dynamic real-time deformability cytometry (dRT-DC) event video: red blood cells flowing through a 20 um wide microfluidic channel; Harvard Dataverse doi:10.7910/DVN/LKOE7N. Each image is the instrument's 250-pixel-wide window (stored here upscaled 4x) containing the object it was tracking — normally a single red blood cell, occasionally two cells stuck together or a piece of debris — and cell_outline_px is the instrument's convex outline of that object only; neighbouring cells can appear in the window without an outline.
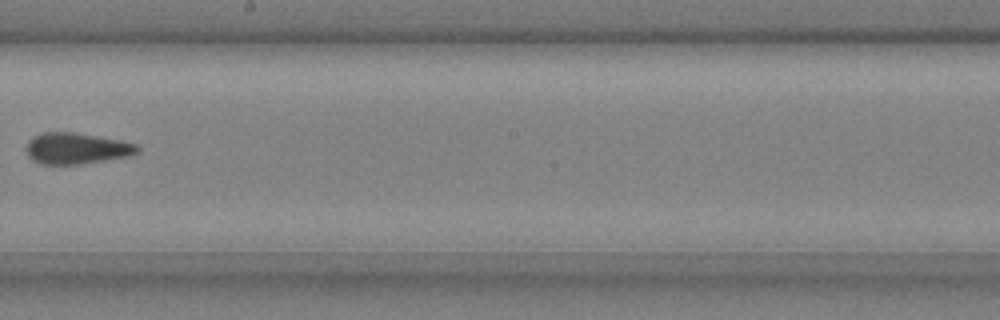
{"species": "common noctule bat (a hibernating species)", "species_latin": "Nyctalus noctula", "temperature_condition": "cold", "stored_images_in_passage": 11, "segment_of_instrument_passage": [2, 2], "camera_frame_rate_fps": 3000, "um_per_image_px": 0.085, "animal": {"sex": "male", "body_mass_g": 20.4}, "frame": {"image": 1, "passage_image": 10, "time_ms": 3.0, "image_size_px": [1000, 320], "cell_outline_px": [[140, 152], [128, 156], [80, 164], [40, 164], [32, 160], [28, 156], [24, 148], [28, 140], [32, 136], [44, 132], [72, 132], [120, 140], [136, 144], [140, 148]], "centroid_in_image_um": [6.45, 12.61], "position_along_channel_um": 241.7, "area_um2": 20.29}}
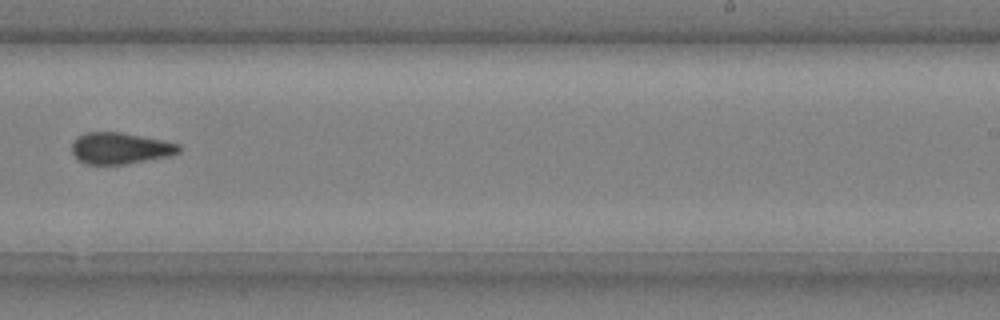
{"frame": {"image": 2, "passage_image": 11, "time_ms": 3.333, "image_size_px": [1000, 320], "cell_outline_px": [[180, 152], [172, 156], [124, 164], [84, 164], [72, 152], [72, 140], [76, 136], [84, 132], [120, 132], [164, 140], [180, 144]], "centroid_in_image_um": [10.22, 12.59], "position_along_channel_um": 278.8, "area_um2": 19.77}}